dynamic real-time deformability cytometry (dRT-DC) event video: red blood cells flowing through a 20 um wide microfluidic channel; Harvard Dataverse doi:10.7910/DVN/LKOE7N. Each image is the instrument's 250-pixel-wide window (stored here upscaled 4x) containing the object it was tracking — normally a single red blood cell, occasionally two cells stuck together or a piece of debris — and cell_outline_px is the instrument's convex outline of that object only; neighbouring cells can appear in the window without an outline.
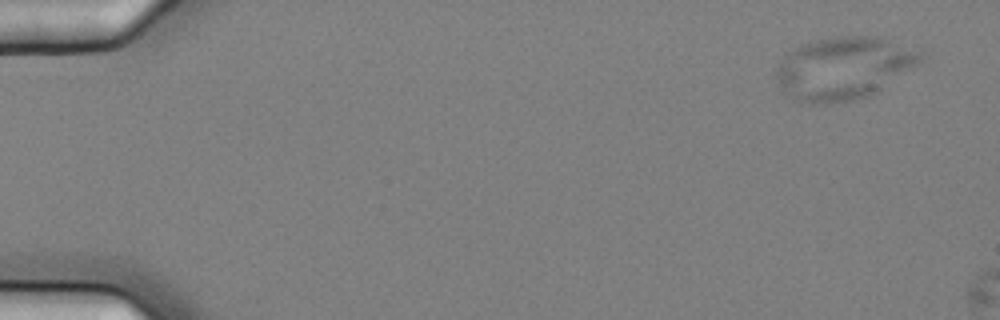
{"species": "common noctule bat (a hibernating species)", "species_latin": "Nyctalus noctula", "temperature_condition": "cold", "stored_images_in_passage": 4, "camera_frame_rate_fps": 3000, "um_per_image_px": 0.085, "animal": {"sex": "female", "body_mass_g": 25.1}, "frame": {"image": 1, "passage_image": 1, "time_ms": 0.0, "image_size_px": [1000, 320], "cell_outline_px": [[924, 56], [920, 64], [880, 92], [868, 96], [852, 100], [828, 104], [800, 104], [784, 96], [776, 80], [776, 68], [784, 52], [792, 48], [816, 40], [836, 36], [880, 36], [920, 52]], "centroid_in_image_um": [71.66, 5.83], "position_along_channel_um": 13.3, "area_um2": 53.93}}